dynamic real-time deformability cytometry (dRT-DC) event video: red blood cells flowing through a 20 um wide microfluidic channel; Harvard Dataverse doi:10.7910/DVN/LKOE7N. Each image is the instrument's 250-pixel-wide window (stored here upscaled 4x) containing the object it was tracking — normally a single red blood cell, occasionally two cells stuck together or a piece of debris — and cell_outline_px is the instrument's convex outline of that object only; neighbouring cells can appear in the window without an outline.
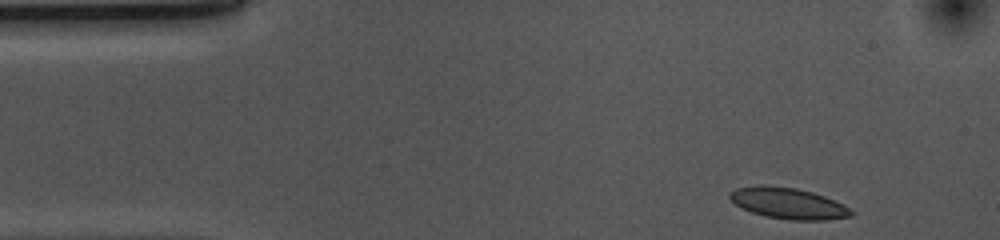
{"species": "common noctule bat (a hibernating species)", "species_latin": "Nyctalus noctula", "temperature_condition": "cold", "stored_images_in_passage": 38, "camera_frame_rate_fps": 3000, "um_per_image_px": 0.085, "animal": {"sex": "female", "body_mass_g": 10.0, "forearm_length_mm": 53.1}, "frame": {"image": 1, "passage_image": 1, "time_ms": 0.0, "image_size_px": [1000, 240], "cell_outline_px": [[852, 216], [828, 220], [792, 220], [764, 216], [752, 212], [736, 204], [728, 196], [728, 192], [736, 188], [760, 184], [764, 184], [796, 188], [812, 192], [824, 196], [844, 204], [852, 212]], "centroid_in_image_um": [66.98, 17.27], "position_along_channel_um": 18.0, "area_um2": 22.02}}
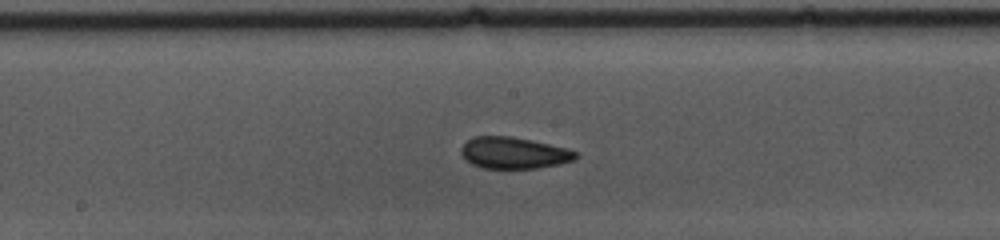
{"frame": {"image": 2, "passage_image": 22, "time_ms": 7.0, "image_size_px": [1000, 240], "cell_outline_px": [[580, 156], [576, 160], [560, 164], [536, 168], [484, 168], [472, 164], [464, 160], [460, 152], [460, 148], [472, 136], [512, 136], [532, 140], [568, 148], [580, 152]], "centroid_in_image_um": [43.71, 12.99], "position_along_channel_um": 204.5, "area_um2": 21.44}}
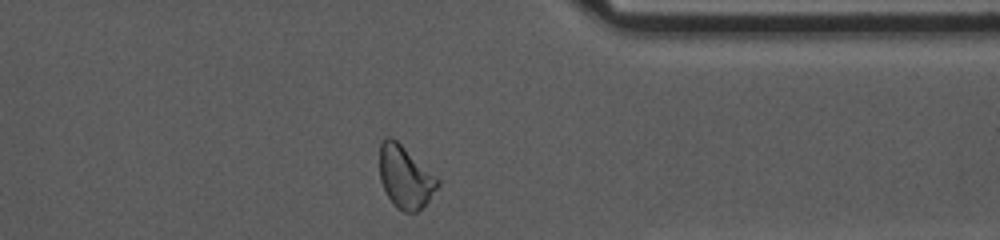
{"frame": {"image": 3, "passage_image": 37, "time_ms": 12.0, "image_size_px": [1000, 240], "cell_outline_px": [[440, 184], [428, 200], [416, 212], [404, 212], [396, 208], [388, 196], [380, 180], [380, 144], [384, 136], [392, 136], [436, 176], [440, 180]], "centroid_in_image_um": [34.43, 15.02], "position_along_channel_um": 377.0, "area_um2": 20.92}, "authors_computed_cell_mechanics": {"area_um2": 21.4149, "velocity_mm_per_s": 3.6614, "shape_relaxation_time_tau1_ms": 5.3706, "shape_relaxation_time_tau2_ms": 2.1476, "deformation_change_tau1": 0.1226, "deformation_change_tau2": 0.0774}}